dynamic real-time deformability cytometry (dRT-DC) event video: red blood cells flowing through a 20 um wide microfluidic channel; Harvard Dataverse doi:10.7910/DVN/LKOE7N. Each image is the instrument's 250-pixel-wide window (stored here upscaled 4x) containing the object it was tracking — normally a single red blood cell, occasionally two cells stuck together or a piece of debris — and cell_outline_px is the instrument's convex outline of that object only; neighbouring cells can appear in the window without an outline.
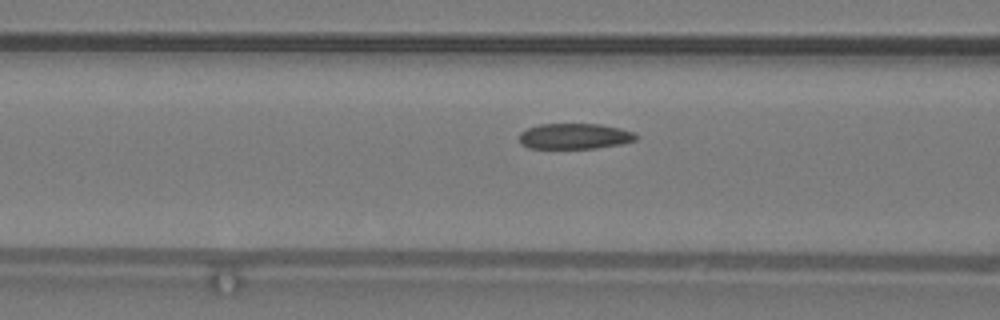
{"species": "common noctule bat (a hibernating species)", "species_latin": "Nyctalus noctula", "temperature_condition": "warm", "stored_images_in_passage": 7, "camera_frame_rate_fps": 3000, "um_per_image_px": 0.085, "animal": {"sex": "male", "body_mass_g": 19.2, "forearm_length_mm": 51.8}, "frame": {"image": 1, "passage_image": 5, "time_ms": 1.333, "image_size_px": [1000, 320], "cell_outline_px": [[640, 136], [636, 140], [624, 144], [596, 148], [528, 148], [520, 144], [520, 132], [528, 128], [540, 124], [600, 124], [620, 128], [636, 132]], "centroid_in_image_um": [48.9, 11.58], "position_along_channel_um": 117.7, "area_um2": 17.69}}